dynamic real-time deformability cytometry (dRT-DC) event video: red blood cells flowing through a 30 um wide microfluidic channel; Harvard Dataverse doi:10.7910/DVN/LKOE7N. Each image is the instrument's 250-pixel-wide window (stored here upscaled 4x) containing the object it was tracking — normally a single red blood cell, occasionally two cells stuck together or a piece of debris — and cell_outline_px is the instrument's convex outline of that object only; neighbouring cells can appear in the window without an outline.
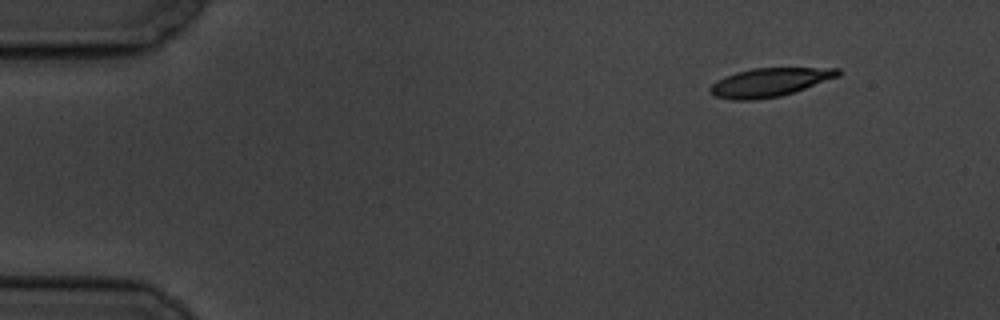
{"species": "common noctule bat (a hibernating species)", "species_latin": "Nyctalus noctula", "temperature_condition": "cold", "stored_images_in_passage": 4, "camera_frame_rate_fps": 3000, "um_per_image_px": 0.085, "animal": {"sex": "male", "body_mass_g": 19.5, "forearm_length_mm": 54.6}, "frame": {"image": 1, "passage_image": 1, "time_ms": 0.0, "image_size_px": [1000, 320], "cell_outline_px": [[840, 76], [780, 96], [756, 100], [732, 100], [716, 96], [708, 92], [708, 88], [716, 80], [724, 76], [736, 72], [752, 68], [840, 68]], "centroid_in_image_um": [65.36, 6.99], "position_along_channel_um": 19.6, "area_um2": 21.27}}
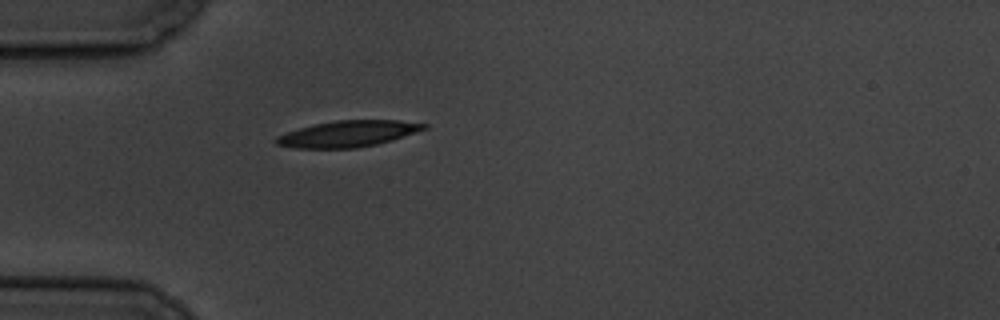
{"frame": {"image": 2, "passage_image": 4, "time_ms": 3.667, "image_size_px": [1000, 320], "cell_outline_px": [[428, 128], [392, 140], [376, 144], [356, 148], [296, 148], [276, 144], [272, 140], [276, 136], [300, 128], [316, 124], [336, 120], [400, 120], [428, 124]], "centroid_in_image_um": [29.58, 11.37], "position_along_channel_um": 55.4, "area_um2": 22.48}}